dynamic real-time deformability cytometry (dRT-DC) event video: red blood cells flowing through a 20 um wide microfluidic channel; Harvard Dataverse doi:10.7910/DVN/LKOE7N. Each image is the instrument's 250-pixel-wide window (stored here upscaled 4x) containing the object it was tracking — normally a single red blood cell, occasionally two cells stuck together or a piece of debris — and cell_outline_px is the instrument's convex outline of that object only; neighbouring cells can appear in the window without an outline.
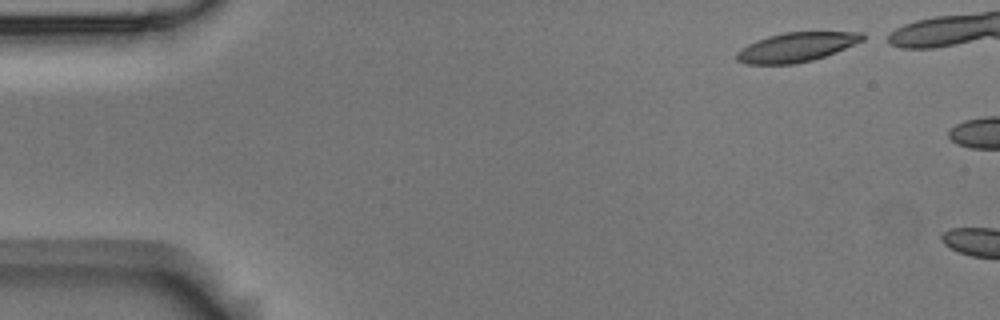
{"species": "Egyptian fruit bat (a non-hibernating species)", "species_latin": "Rousettus aegyptiacus", "temperature_condition": "room temperature", "stored_images_in_passage": 2, "camera_frame_rate_fps": 3000, "um_per_image_px": 0.085, "animal": {"sex": "male"}, "frame": {"image": 1, "passage_image": 1, "time_ms": 0.0, "image_size_px": [1000, 320], "cell_outline_px": [[864, 40], [836, 52], [812, 60], [792, 64], [748, 64], [736, 60], [736, 52], [748, 44], [756, 40], [768, 36], [784, 32], [864, 32]], "centroid_in_image_um": [67.68, 4.0], "position_along_channel_um": 17.3, "area_um2": 21.39}}